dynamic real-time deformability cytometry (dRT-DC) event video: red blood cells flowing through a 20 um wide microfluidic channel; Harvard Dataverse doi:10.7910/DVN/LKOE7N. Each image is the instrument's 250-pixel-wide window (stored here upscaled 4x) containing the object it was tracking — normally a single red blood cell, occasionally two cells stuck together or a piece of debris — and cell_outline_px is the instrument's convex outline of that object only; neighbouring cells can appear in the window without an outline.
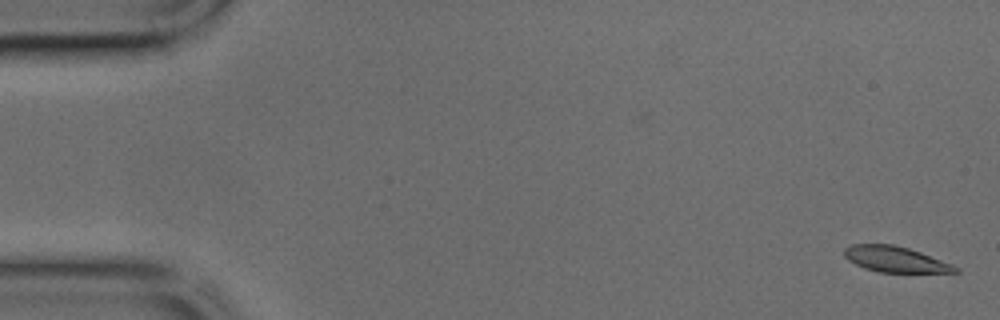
{"species": "common noctule bat (a hibernating species)", "species_latin": "Nyctalus noctula", "temperature_condition": "cold", "stored_images_in_passage": 44, "camera_frame_rate_fps": 3000, "um_per_image_px": 0.085, "animal": {"sex": "male", "body_mass_g": 17.9, "forearm_length_mm": 54.2}, "frame": {"image": 1, "passage_image": 1, "time_ms": 0.0, "image_size_px": [1000, 320], "cell_outline_px": [[960, 272], [880, 272], [864, 268], [848, 260], [844, 256], [844, 248], [852, 244], [892, 244], [908, 248], [920, 252], [952, 264], [960, 268]], "centroid_in_image_um": [76.09, 22.04], "position_along_channel_um": 8.9, "area_um2": 16.53}}
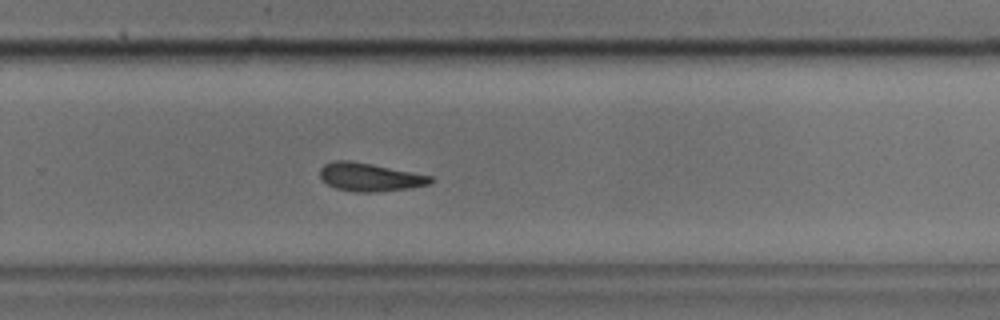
{"frame": {"image": 2, "passage_image": 29, "time_ms": 9.333, "image_size_px": [1000, 320], "cell_outline_px": [[436, 180], [428, 184], [408, 188], [376, 192], [356, 192], [336, 188], [328, 184], [320, 176], [320, 168], [324, 164], [336, 160], [348, 160], [372, 164], [432, 176]], "centroid_in_image_um": [31.43, 15.05], "position_along_channel_um": 298.4, "area_um2": 18.03}}
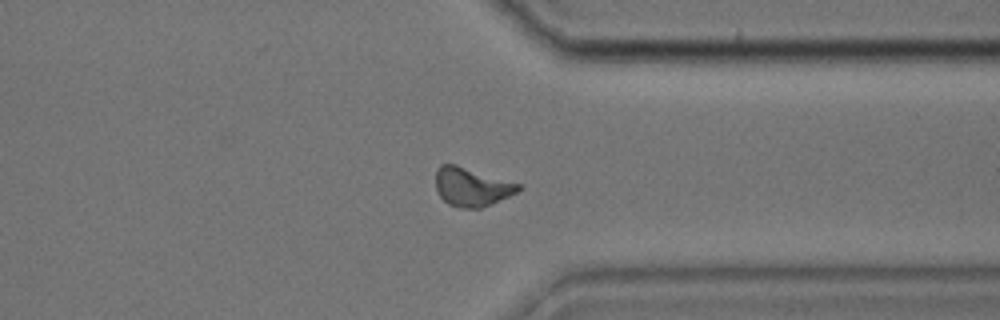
{"frame": {"image": 3, "passage_image": 34, "time_ms": 11.0, "image_size_px": [1000, 320], "cell_outline_px": [[520, 188], [516, 192], [492, 204], [480, 208], [460, 208], [448, 204], [436, 192], [436, 168], [440, 164], [456, 164], [520, 184]], "centroid_in_image_um": [40.04, 15.88], "position_along_channel_um": 371.4, "area_um2": 18.55}}